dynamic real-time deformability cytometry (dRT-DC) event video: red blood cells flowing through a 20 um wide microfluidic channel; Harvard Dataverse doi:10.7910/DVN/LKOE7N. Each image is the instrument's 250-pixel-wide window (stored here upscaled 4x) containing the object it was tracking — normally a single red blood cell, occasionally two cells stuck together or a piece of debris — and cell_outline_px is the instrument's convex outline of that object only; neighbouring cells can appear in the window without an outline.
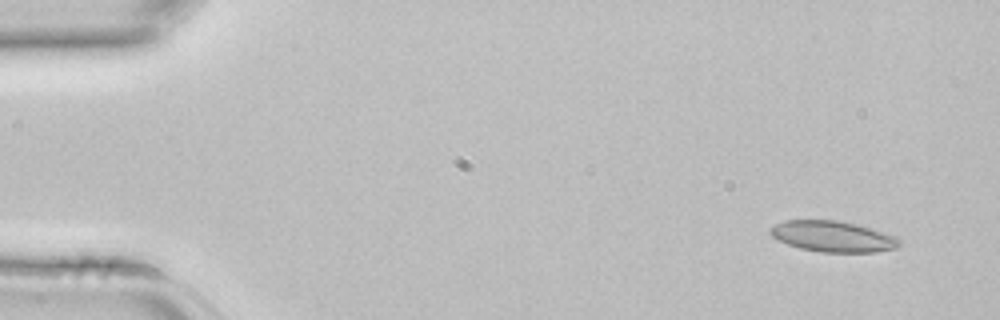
{"species": "common noctule bat (a hibernating species)", "species_latin": "Nyctalus noctula", "temperature_condition": "room temperature", "stored_images_in_passage": 3, "camera_frame_rate_fps": 3000, "um_per_image_px": 0.085, "animal": {"sex": "female", "body_mass_g": 22.7, "forearm_length_mm": 54.2}, "frame": {"image": 1, "passage_image": 1, "time_ms": 0.0, "image_size_px": [1000, 320], "cell_outline_px": [[900, 244], [896, 248], [876, 252], [820, 252], [800, 248], [788, 244], [772, 236], [768, 232], [768, 228], [784, 220], [840, 220], [860, 224], [896, 236], [900, 240]], "centroid_in_image_um": [70.81, 20.08], "position_along_channel_um": 14.2, "area_um2": 23.47}}